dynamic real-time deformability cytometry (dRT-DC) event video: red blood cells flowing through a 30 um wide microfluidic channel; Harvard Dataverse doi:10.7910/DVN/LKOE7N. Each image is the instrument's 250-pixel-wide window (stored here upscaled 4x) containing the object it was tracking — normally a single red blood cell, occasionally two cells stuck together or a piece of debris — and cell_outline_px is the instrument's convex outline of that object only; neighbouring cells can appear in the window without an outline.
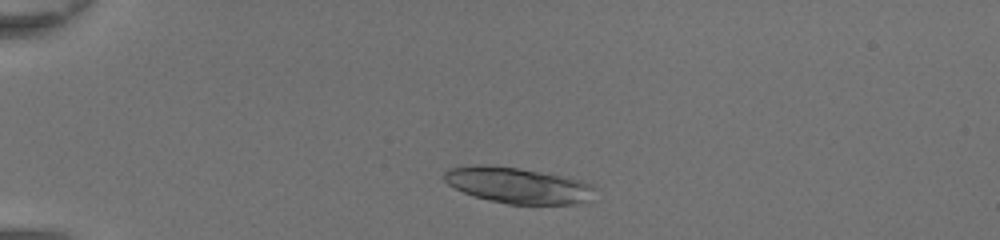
{"species": "common noctule bat (a hibernating species)", "species_latin": "Nyctalus noctula", "temperature_condition": "room temperature", "stored_images_in_passage": 37, "segment_of_instrument_passage": [1, 2], "camera_frame_rate_fps": 3000, "um_per_image_px": 0.085, "animal": {"sex": "female", "body_mass_g": 20.0, "forearm_length_mm": 54.0}, "frame": {"image": 1, "passage_image": 2, "time_ms": 0.333, "image_size_px": [1000, 240], "cell_outline_px": [[596, 188], [592, 200], [572, 204], [508, 204], [488, 200], [464, 192], [448, 184], [444, 180], [444, 172], [448, 168], [476, 164], [488, 164], [520, 168], [568, 176], [592, 184]], "centroid_in_image_um": [44.06, 15.74], "position_along_channel_um": 40.9, "area_um2": 31.96}}